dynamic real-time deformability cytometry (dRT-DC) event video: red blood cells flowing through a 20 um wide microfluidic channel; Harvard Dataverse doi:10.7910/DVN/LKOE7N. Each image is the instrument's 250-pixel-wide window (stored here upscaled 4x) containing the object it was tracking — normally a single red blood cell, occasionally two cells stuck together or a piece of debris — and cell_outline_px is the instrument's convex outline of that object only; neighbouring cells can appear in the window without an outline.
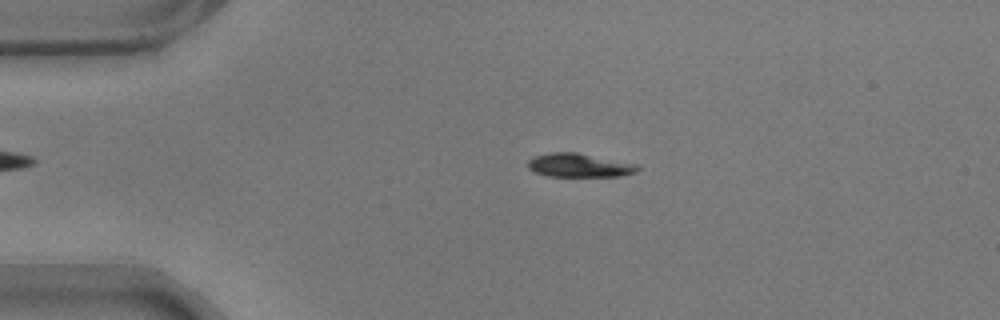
{"species": "common noctule bat (a hibernating species)", "species_latin": "Nyctalus noctula", "temperature_condition": "warm", "stored_images_in_passage": 57, "camera_frame_rate_fps": 3000, "um_per_image_px": 0.085, "animal": {"sex": "male", "body_mass_g": 17.9}, "frame": {"image": 1, "passage_image": 12, "time_ms": 3.667, "image_size_px": [1000, 320], "cell_outline_px": [[640, 168], [636, 172], [620, 176], [548, 176], [536, 172], [528, 168], [528, 160], [536, 156], [552, 152], [576, 152], [636, 164]], "centroid_in_image_um": [49.23, 14.05], "position_along_channel_um": 35.8, "area_um2": 14.91}}
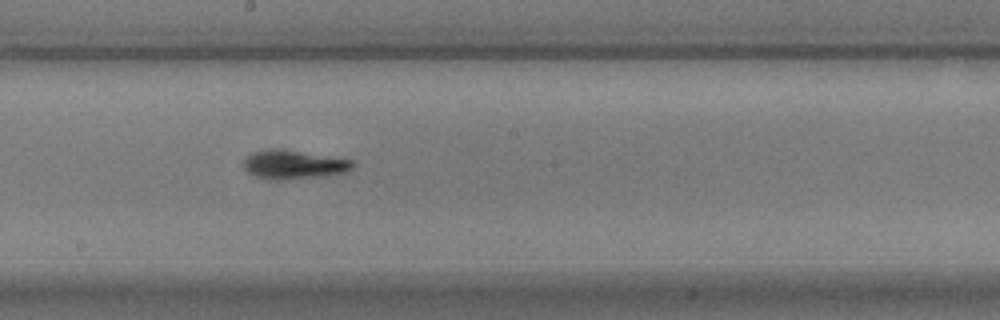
{"frame": {"image": 2, "passage_image": 31, "time_ms": 10.0, "image_size_px": [1000, 320], "cell_outline_px": [[356, 164], [352, 168], [344, 172], [324, 176], [280, 180], [272, 180], [252, 176], [244, 168], [244, 160], [252, 152], [268, 148], [284, 148], [352, 160]], "centroid_in_image_um": [24.93, 13.98], "position_along_channel_um": 223.3, "area_um2": 18.61}}
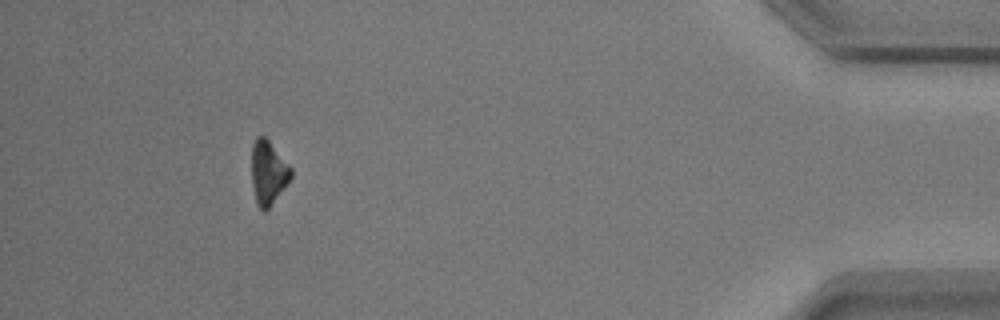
{"frame": {"image": 3, "passage_image": 52, "time_ms": 17.0, "image_size_px": [1000, 320], "cell_outline_px": [[292, 176], [288, 184], [268, 208], [264, 212], [260, 208], [256, 200], [252, 184], [252, 144], [256, 136], [264, 136], [268, 140], [292, 168]], "centroid_in_image_um": [22.8, 14.66], "position_along_channel_um": 412.4, "area_um2": 14.51}, "authors_computed_cell_mechanics": {"area_um2": 15.7794, "velocity_mm_per_s": 3.5504, "shape_relaxation_time_tau1_ms": 1.5961, "shape_relaxation_time_tau2_ms": 4.1586, "deformation_change_tau1": 0.1457, "deformation_change_tau2": 0.0982}}